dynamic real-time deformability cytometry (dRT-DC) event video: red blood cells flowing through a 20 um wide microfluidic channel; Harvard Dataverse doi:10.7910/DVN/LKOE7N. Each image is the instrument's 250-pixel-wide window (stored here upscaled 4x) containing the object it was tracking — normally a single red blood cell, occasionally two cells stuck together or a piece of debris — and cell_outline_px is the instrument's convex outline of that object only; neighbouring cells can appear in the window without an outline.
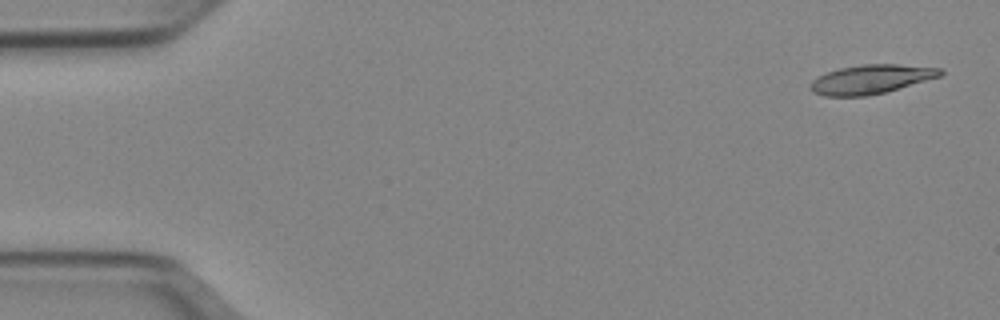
{"species": "Egyptian fruit bat (a non-hibernating species)", "species_latin": "Rousettus aegyptiacus", "temperature_condition": "cold", "stored_images_in_passage": 51, "camera_frame_rate_fps": 3000, "um_per_image_px": 0.085, "animal": {"sex": "female"}, "frame": {"image": 1, "passage_image": 2, "time_ms": 0.333, "image_size_px": [1000, 320], "cell_outline_px": [[944, 72], [940, 76], [884, 92], [868, 96], [824, 96], [812, 92], [808, 88], [808, 84], [816, 76], [840, 68], [860, 64], [896, 64], [940, 68]], "centroid_in_image_um": [73.95, 6.74], "position_along_channel_um": 11.0, "area_um2": 21.96}}
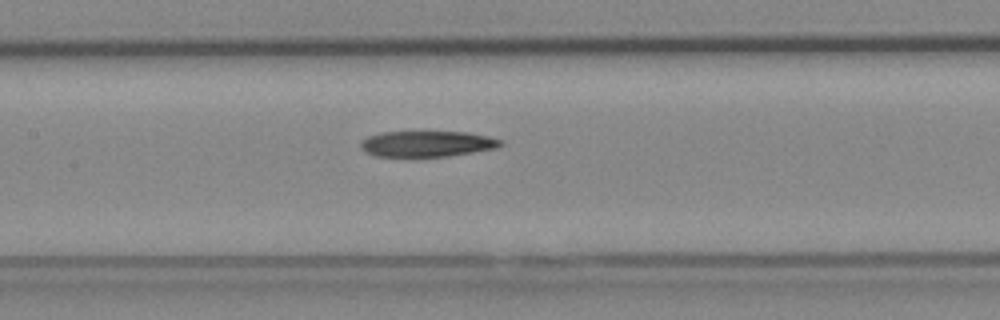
{"frame": {"image": 2, "passage_image": 24, "time_ms": 7.667, "image_size_px": [1000, 320], "cell_outline_px": [[504, 144], [496, 148], [448, 156], [376, 156], [364, 152], [360, 148], [360, 144], [368, 136], [380, 132], [468, 132], [488, 136], [504, 140]], "centroid_in_image_um": [36.32, 12.22], "position_along_channel_um": 171.1, "area_um2": 21.04}}
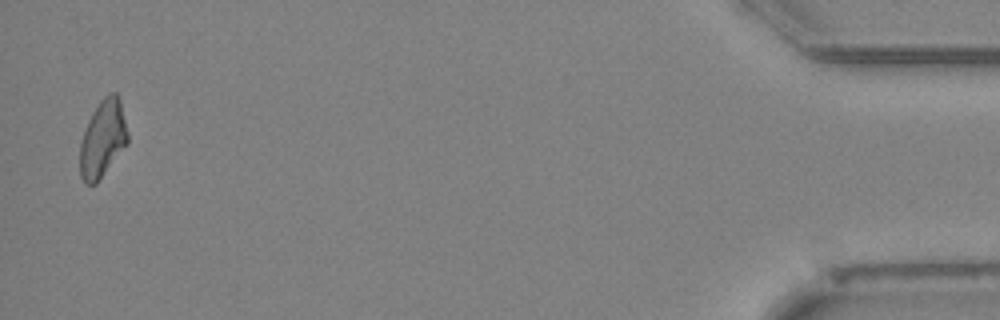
{"frame": {"image": 3, "passage_image": 50, "time_ms": 16.333, "image_size_px": [1000, 320], "cell_outline_px": [[128, 144], [96, 184], [84, 184], [80, 176], [80, 144], [84, 128], [92, 112], [100, 100], [104, 96], [112, 92], [116, 92], [120, 100], [128, 132]], "centroid_in_image_um": [8.73, 11.8], "position_along_channel_um": 426.5, "area_um2": 21.68}}